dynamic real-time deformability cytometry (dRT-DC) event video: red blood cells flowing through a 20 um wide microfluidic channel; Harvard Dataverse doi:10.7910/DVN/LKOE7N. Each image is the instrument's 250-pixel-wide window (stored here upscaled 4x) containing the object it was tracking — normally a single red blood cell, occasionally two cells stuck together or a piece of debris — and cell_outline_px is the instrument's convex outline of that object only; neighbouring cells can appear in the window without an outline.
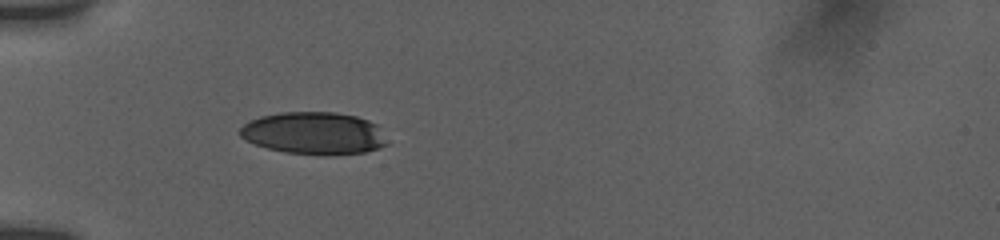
{"species": "human", "species_latin": "Homo sapiens", "temperature_condition": "room temperature", "stored_images_in_passage": 71, "camera_frame_rate_fps": 3000, "um_per_image_px": 0.085, "donor": {"sex": "female"}, "frame": {"image": 1, "passage_image": 1, "time_ms": 0.0, "image_size_px": [1000, 240], "cell_outline_px": [[388, 144], [364, 152], [324, 156], [284, 152], [268, 148], [244, 140], [240, 136], [240, 128], [248, 120], [260, 116], [280, 112], [336, 112], [356, 116], [368, 120], [376, 124]], "centroid_in_image_um": [26.65, 11.32], "position_along_channel_um": 58.4, "area_um2": 36.41}}
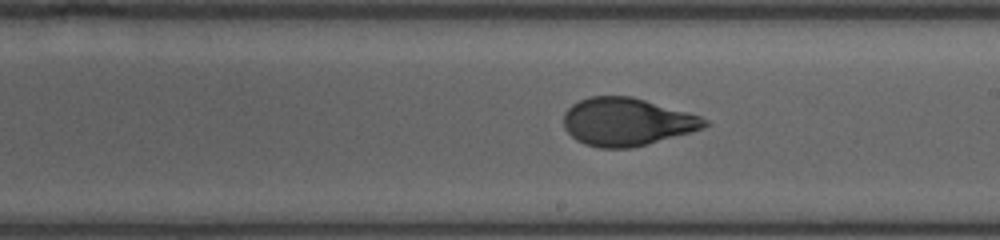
{"frame": {"image": 2, "passage_image": 29, "time_ms": 5.0, "image_size_px": [1000, 240], "cell_outline_px": [[712, 124], [704, 128], [644, 144], [628, 148], [600, 148], [584, 144], [576, 140], [564, 128], [564, 112], [572, 104], [588, 96], [632, 96], [688, 112], [700, 116], [708, 120]], "centroid_in_image_um": [53.26, 10.34], "position_along_channel_um": 235.7, "area_um2": 39.13}}
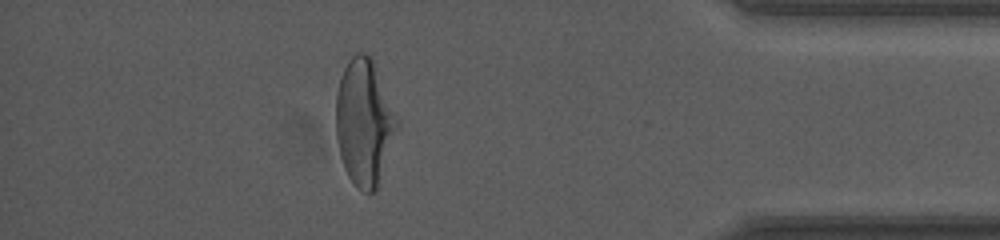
{"frame": {"image": 3, "passage_image": 55, "time_ms": 10.333, "image_size_px": [1000, 240], "cell_outline_px": [[400, 120], [376, 188], [372, 192], [364, 192], [356, 188], [348, 176], [344, 168], [340, 156], [336, 136], [336, 96], [340, 80], [344, 68], [348, 60], [356, 52], [364, 52], [372, 56]], "centroid_in_image_um": [30.96, 10.34], "position_along_channel_um": 404.2, "area_um2": 44.97}, "authors_computed_cell_mechanics": {"area_um2": 39.7086, "velocity_mm_per_s": 3.7718, "shape_relaxation_time_tau1_ms": 4.0099, "shape_relaxation_time_tau2_ms": 0.7249, "deformation_change_tau1": 0.1735, "deformation_change_tau2": 0.0588}}